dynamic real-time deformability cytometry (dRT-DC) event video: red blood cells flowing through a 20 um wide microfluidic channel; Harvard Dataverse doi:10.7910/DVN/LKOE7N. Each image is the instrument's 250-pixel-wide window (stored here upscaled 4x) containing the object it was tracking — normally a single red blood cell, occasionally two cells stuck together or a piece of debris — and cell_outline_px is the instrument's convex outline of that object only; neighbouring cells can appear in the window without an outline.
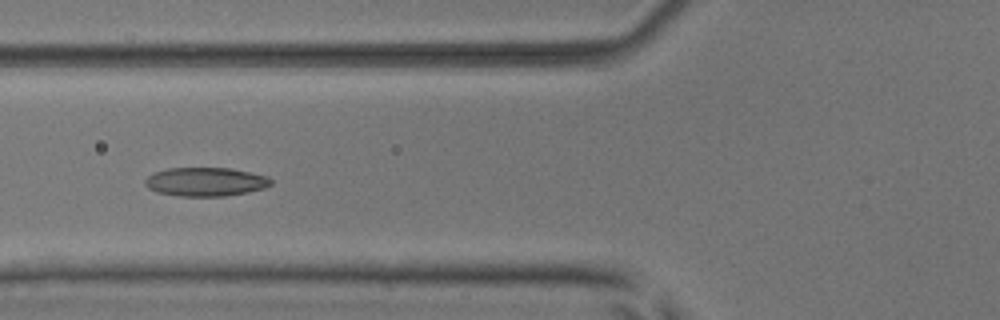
{"species": "common noctule bat (a hibernating species)", "species_latin": "Nyctalus noctula", "temperature_condition": "room temperature", "stored_images_in_passage": 52, "camera_frame_rate_fps": 3000, "um_per_image_px": 0.085, "animal": {"sex": "male", "body_mass_g": 17.9, "forearm_length_mm": 54.2}, "frame": {"image": 1, "passage_image": 20, "time_ms": 6.333, "image_size_px": [1000, 320], "cell_outline_px": [[272, 184], [264, 188], [248, 192], [224, 196], [180, 196], [156, 192], [148, 188], [144, 184], [144, 180], [152, 172], [168, 168], [232, 168], [268, 176], [272, 180]], "centroid_in_image_um": [17.46, 15.45], "position_along_channel_um": 108.3, "area_um2": 21.27}}
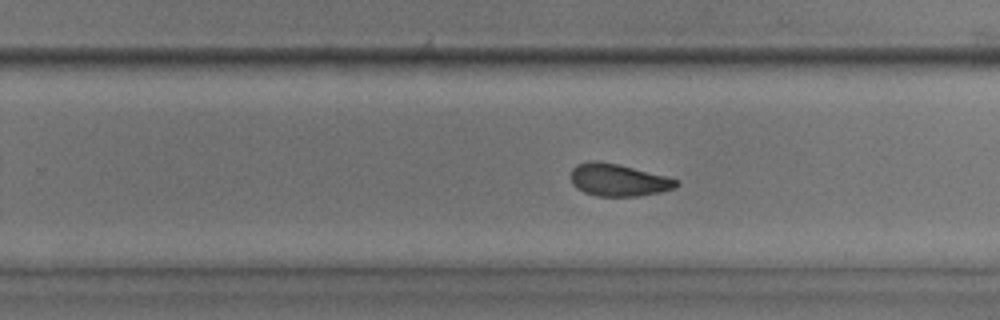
{"frame": {"image": 2, "passage_image": 33, "time_ms": 10.667, "image_size_px": [1000, 320], "cell_outline_px": [[680, 184], [676, 188], [660, 192], [636, 196], [596, 196], [584, 192], [576, 188], [572, 184], [572, 168], [576, 164], [592, 160], [596, 160], [616, 164], [680, 180]], "centroid_in_image_um": [52.55, 15.31], "position_along_channel_um": 277.3, "area_um2": 19.71}}
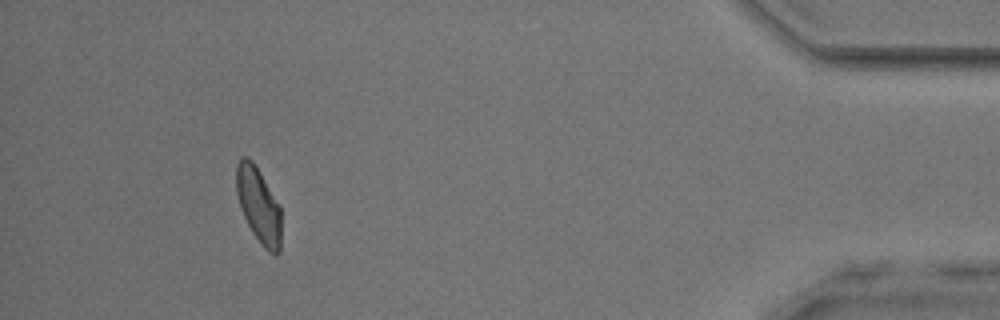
{"frame": {"image": 3, "passage_image": 48, "time_ms": 15.667, "image_size_px": [1000, 320], "cell_outline_px": [[280, 252], [276, 256], [268, 252], [260, 244], [252, 232], [240, 208], [236, 192], [236, 164], [240, 156], [248, 156], [252, 160], [280, 204]], "centroid_in_image_um": [21.97, 17.43], "position_along_channel_um": 413.2, "area_um2": 19.94}, "authors_computed_cell_mechanics": {"area_um2": 20.4034, "velocity_mm_per_s": 3.9155, "shape_relaxation_time_tau1_ms": 4.1515, "shape_relaxation_time_tau2_ms": 2.2058, "deformation_change_tau1": 0.1078, "deformation_change_tau2": 0.0841}}